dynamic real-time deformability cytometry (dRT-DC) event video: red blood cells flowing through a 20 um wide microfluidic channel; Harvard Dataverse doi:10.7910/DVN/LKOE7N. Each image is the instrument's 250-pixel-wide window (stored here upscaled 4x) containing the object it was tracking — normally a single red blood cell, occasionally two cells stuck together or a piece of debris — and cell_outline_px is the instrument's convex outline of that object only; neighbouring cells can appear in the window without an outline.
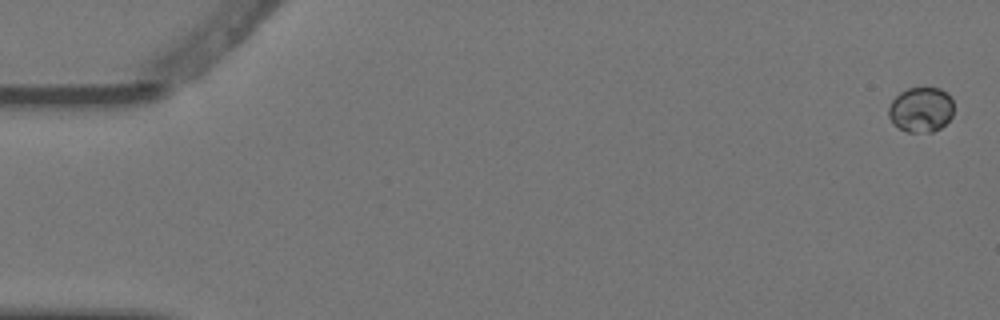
{"species": "Egyptian fruit bat (a non-hibernating species)", "species_latin": "Rousettus aegyptiacus", "temperature_condition": "warm", "stored_images_in_passage": 11, "camera_frame_rate_fps": 3000, "um_per_image_px": 0.085, "animal": {"sex": "female"}, "frame": {"image": 1, "passage_image": 1, "time_ms": 0.0, "image_size_px": [1000, 320], "cell_outline_px": [[952, 116], [940, 128], [932, 132], [908, 132], [900, 128], [888, 116], [888, 108], [892, 100], [900, 92], [908, 88], [940, 88], [948, 92], [952, 96]], "centroid_in_image_um": [78.3, 9.3], "position_along_channel_um": 6.7, "area_um2": 17.05}}
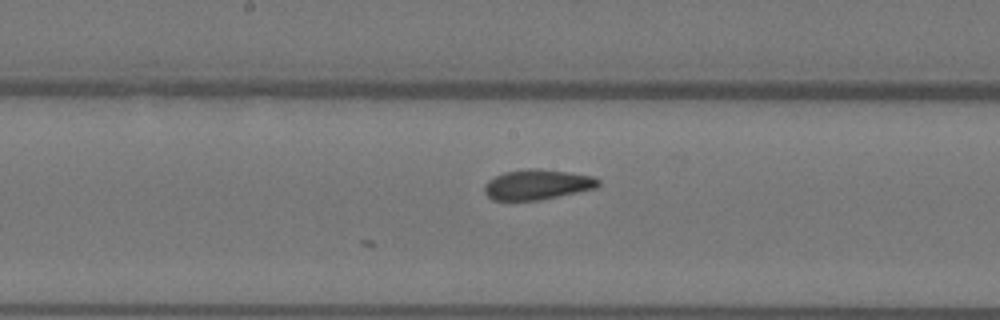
{"frame": {"image": 2, "passage_image": 11, "time_ms": 3.333, "image_size_px": [1000, 320], "cell_outline_px": [[600, 184], [596, 188], [540, 200], [492, 200], [484, 192], [484, 184], [488, 180], [504, 172], [528, 168], [536, 168], [568, 172], [592, 176], [600, 180]], "centroid_in_image_um": [45.65, 15.68], "position_along_channel_um": 202.5, "area_um2": 20.0}}